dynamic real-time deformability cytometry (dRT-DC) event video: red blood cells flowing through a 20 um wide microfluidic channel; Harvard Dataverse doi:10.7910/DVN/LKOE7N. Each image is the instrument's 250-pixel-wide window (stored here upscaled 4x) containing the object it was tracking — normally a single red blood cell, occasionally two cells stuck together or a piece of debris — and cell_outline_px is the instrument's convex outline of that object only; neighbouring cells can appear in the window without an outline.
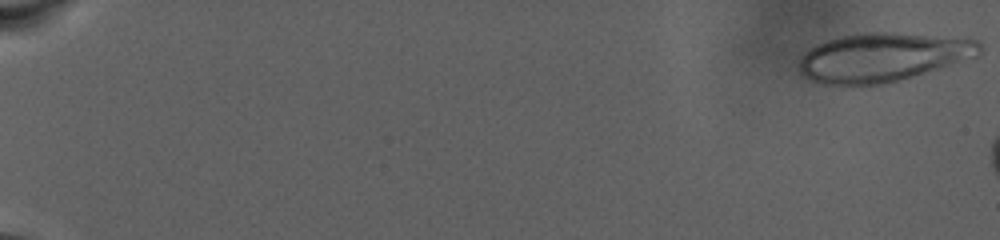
{"species": "human", "species_latin": "Homo sapiens", "temperature_condition": "warm", "stored_images_in_passage": 15, "camera_frame_rate_fps": 3000, "um_per_image_px": 0.085, "donor": {"sex": "male"}, "frame": {"image": 1, "passage_image": 1, "time_ms": 0.0, "image_size_px": [1000, 240], "cell_outline_px": [[984, 48], [980, 56], [900, 80], [880, 84], [852, 88], [816, 84], [808, 80], [800, 72], [800, 56], [816, 44], [824, 40], [840, 36], [864, 32], [892, 32], [980, 40]], "centroid_in_image_um": [74.99, 4.9], "position_along_channel_um": 10.0, "area_um2": 52.42}}